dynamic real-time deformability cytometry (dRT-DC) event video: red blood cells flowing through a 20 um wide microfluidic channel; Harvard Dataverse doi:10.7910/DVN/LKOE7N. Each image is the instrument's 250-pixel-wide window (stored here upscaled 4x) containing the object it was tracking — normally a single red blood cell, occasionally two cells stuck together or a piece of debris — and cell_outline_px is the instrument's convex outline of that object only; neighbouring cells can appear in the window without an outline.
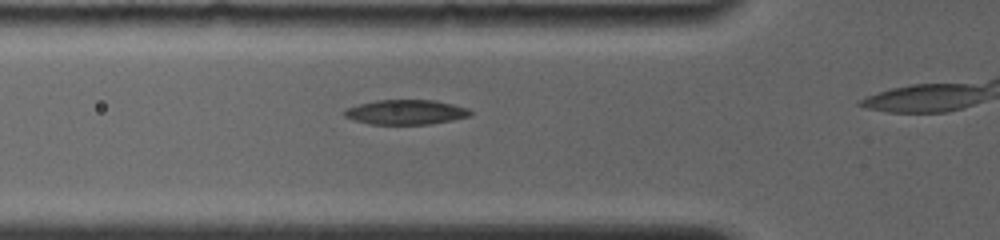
{"species": "common noctule bat (a hibernating species)", "species_latin": "Nyctalus noctula", "temperature_condition": "room temperature", "stored_images_in_passage": 5, "camera_frame_rate_fps": 4000, "um_per_image_px": 0.085, "animal": {"sex": "female", "body_mass_g": 19.0, "forearm_length_mm": 56.7}, "frame": {"image": 1, "passage_image": 4, "time_ms": 2.25, "image_size_px": [1000, 240], "cell_outline_px": [[472, 116], [452, 120], [428, 124], [368, 124], [352, 120], [344, 116], [344, 112], [348, 108], [360, 104], [376, 100], [436, 100], [468, 108], [472, 112]], "centroid_in_image_um": [34.52, 9.53], "position_along_channel_um": 91.3, "area_um2": 18.15}}